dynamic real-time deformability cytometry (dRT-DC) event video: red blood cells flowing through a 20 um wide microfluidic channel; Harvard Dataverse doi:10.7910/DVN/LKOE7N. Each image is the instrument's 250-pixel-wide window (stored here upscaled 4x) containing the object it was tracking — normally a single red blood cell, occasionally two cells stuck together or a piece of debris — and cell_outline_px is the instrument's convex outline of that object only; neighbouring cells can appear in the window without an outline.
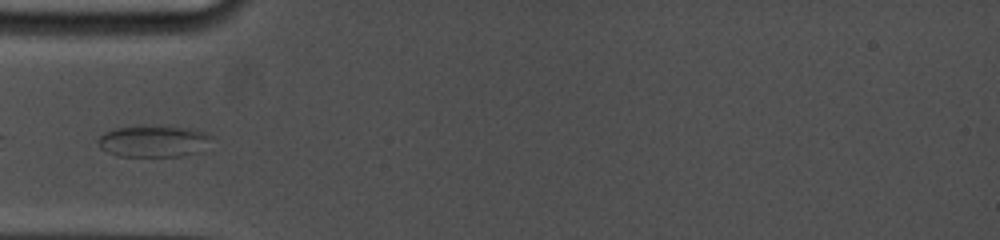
{"species": "common noctule bat (a hibernating species)", "species_latin": "Nyctalus noctula", "temperature_condition": "cold", "stored_images_in_passage": 49, "camera_frame_rate_fps": 5000, "um_per_image_px": 0.085, "animal": {"sex": "female", "body_mass_g": 19.0, "forearm_length_mm": 53.3}, "frame": {"image": 1, "passage_image": 3, "time_ms": 0.6, "image_size_px": [1000, 240], "cell_outline_px": [[216, 136], [200, 152], [180, 156], [120, 156], [108, 152], [100, 148], [96, 144], [96, 140], [104, 132], [116, 128], [136, 124], [160, 124], [192, 128], [208, 132]], "centroid_in_image_um": [13.09, 11.95], "position_along_channel_um": 71.9, "area_um2": 22.02}}
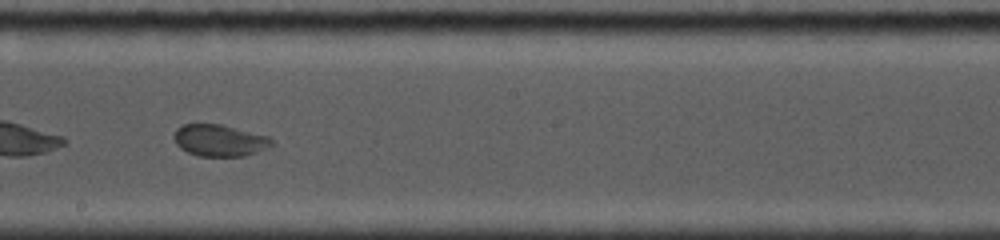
{"frame": {"image": 2, "passage_image": 21, "time_ms": 4.8, "image_size_px": [1000, 240], "cell_outline_px": [[276, 144], [256, 152], [244, 156], [200, 156], [188, 152], [180, 148], [176, 144], [172, 136], [176, 128], [184, 124], [224, 124], [268, 136]], "centroid_in_image_um": [18.65, 11.92], "position_along_channel_um": 229.5, "area_um2": 18.26}}
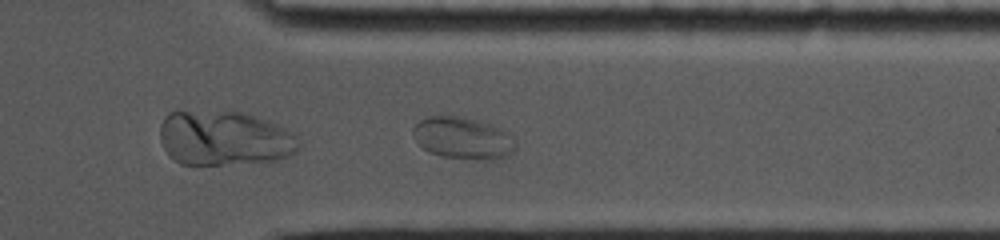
{"frame": {"image": 3, "passage_image": 38, "time_ms": 8.6, "image_size_px": [1000, 240], "cell_outline_px": [[516, 148], [508, 156], [496, 160], [476, 160], [440, 156], [428, 152], [416, 140], [412, 132], [412, 128], [420, 120], [428, 116], [456, 116], [480, 120], [500, 128], [508, 132], [516, 140]], "centroid_in_image_um": [39.39, 11.75], "position_along_channel_um": 372.0, "area_um2": 25.43}}